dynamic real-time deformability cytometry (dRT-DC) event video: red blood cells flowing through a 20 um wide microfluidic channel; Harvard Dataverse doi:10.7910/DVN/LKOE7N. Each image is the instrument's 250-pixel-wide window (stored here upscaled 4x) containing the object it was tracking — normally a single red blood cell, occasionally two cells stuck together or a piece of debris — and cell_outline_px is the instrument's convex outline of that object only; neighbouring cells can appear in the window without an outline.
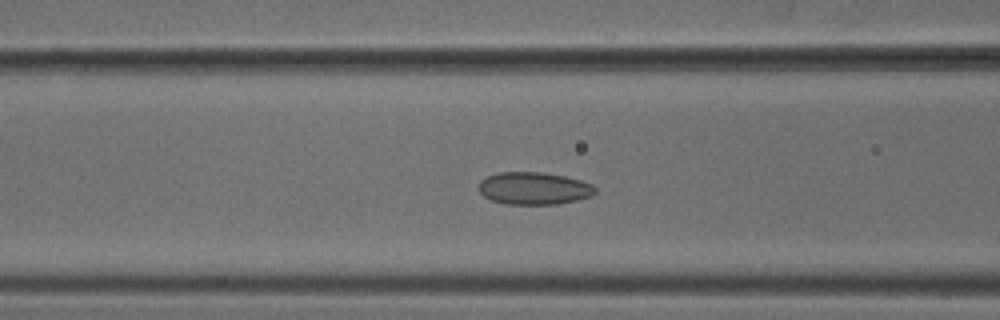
{"species": "common noctule bat (a hibernating species)", "species_latin": "Nyctalus noctula", "temperature_condition": "cold", "stored_images_in_passage": 49, "camera_frame_rate_fps": 3000, "um_per_image_px": 0.085, "animal": {"sex": "male", "body_mass_g": 18.8}, "frame": {"image": 1, "passage_image": 22, "time_ms": 7.0, "image_size_px": [1000, 320], "cell_outline_px": [[596, 192], [592, 196], [576, 200], [556, 204], [504, 204], [492, 200], [484, 196], [480, 192], [480, 180], [496, 172], [544, 172], [564, 176], [580, 180], [592, 184], [596, 188]], "centroid_in_image_um": [45.39, 16.0], "position_along_channel_um": 121.2, "area_um2": 22.02}}
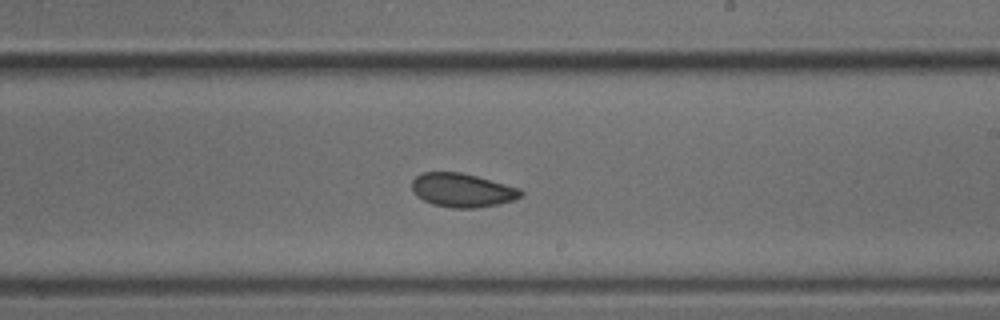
{"frame": {"image": 2, "passage_image": 32, "time_ms": 10.333, "image_size_px": [1000, 320], "cell_outline_px": [[524, 192], [520, 196], [512, 200], [496, 204], [476, 208], [452, 208], [432, 204], [416, 196], [412, 192], [412, 180], [420, 172], [460, 172], [476, 176], [520, 188]], "centroid_in_image_um": [39.24, 16.16], "position_along_channel_um": 249.8, "area_um2": 21.39}}
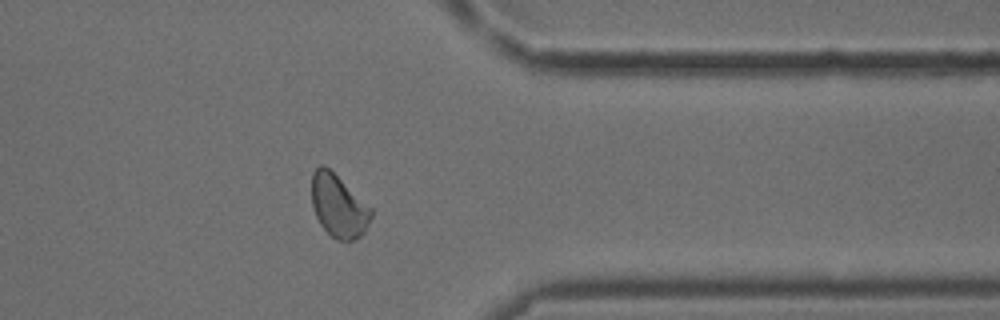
{"frame": {"image": 3, "passage_image": 43, "time_ms": 14.0, "image_size_px": [1000, 320], "cell_outline_px": [[372, 216], [364, 232], [360, 236], [352, 240], [336, 240], [320, 224], [316, 216], [312, 204], [312, 172], [320, 164], [324, 164], [372, 208]], "centroid_in_image_um": [28.77, 17.5], "position_along_channel_um": 382.6, "area_um2": 21.5}, "authors_computed_cell_mechanics": {"area_um2": 22.0218, "velocity_mm_per_s": 3.8565, "shape_relaxation_time_tau1_ms": null, "shape_relaxation_time_tau2_ms": 2.2351, "deformation_change_tau1": null, "deformation_change_tau2": 0.0555}}